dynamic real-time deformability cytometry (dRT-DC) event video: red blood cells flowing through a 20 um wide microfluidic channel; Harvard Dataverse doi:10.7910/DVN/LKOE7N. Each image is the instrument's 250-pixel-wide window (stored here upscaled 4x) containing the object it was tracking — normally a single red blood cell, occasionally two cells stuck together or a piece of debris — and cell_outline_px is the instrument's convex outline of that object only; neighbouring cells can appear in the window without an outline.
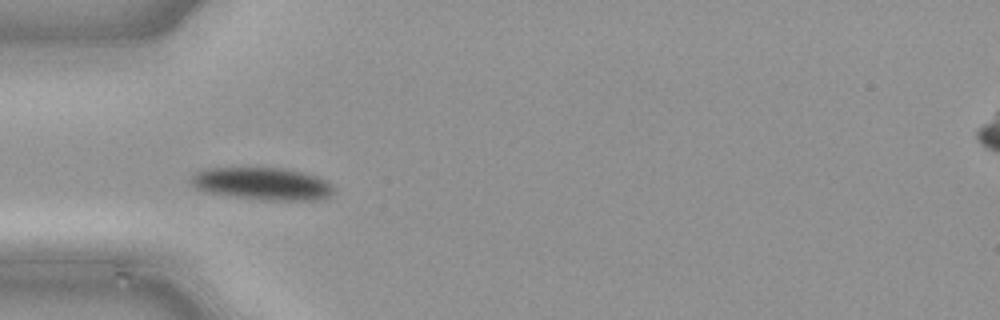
{"species": "common noctule bat (a hibernating species)", "species_latin": "Nyctalus noctula", "temperature_condition": "cold", "stored_images_in_passage": 41, "camera_frame_rate_fps": 3000, "um_per_image_px": 0.085, "animal": {"sex": "male", "body_mass_g": 21.5, "forearm_length_mm": 52.0}, "frame": {"image": 1, "passage_image": 12, "time_ms": 3.667, "image_size_px": [1000, 320], "cell_outline_px": [[332, 192], [328, 196], [320, 200], [260, 200], [204, 192], [196, 188], [188, 180], [200, 168], [284, 168], [316, 176], [324, 180], [332, 188]], "centroid_in_image_um": [22.21, 15.62], "position_along_channel_um": 62.8, "area_um2": 26.93}}
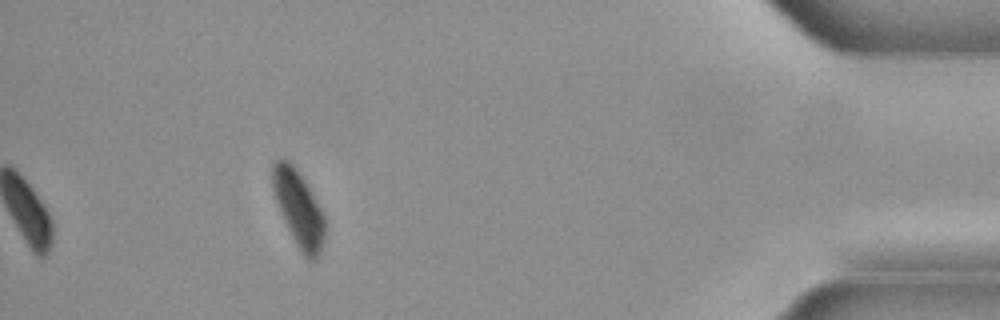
{"frame": {"image": 2, "passage_image": 41, "time_ms": 13.333, "image_size_px": [1000, 320], "cell_outline_px": [[324, 240], [320, 252], [316, 260], [308, 260], [300, 252], [280, 212], [272, 188], [272, 164], [280, 156], [288, 160], [300, 172], [316, 200], [324, 216]], "centroid_in_image_um": [25.36, 17.7], "position_along_channel_um": 409.8, "area_um2": 23.12}}